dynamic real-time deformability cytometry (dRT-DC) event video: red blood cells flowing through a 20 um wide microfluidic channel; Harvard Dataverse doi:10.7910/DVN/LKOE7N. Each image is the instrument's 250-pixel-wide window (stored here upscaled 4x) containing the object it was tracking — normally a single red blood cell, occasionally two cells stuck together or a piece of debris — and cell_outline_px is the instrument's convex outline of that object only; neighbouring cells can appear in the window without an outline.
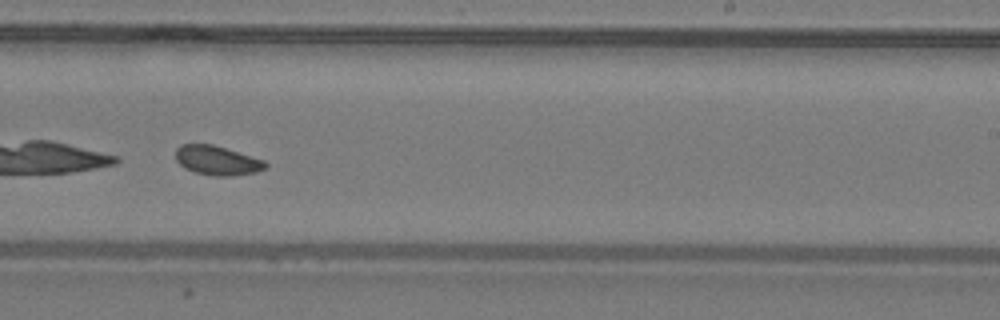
{"species": "common noctule bat (a hibernating species)", "species_latin": "Nyctalus noctula", "temperature_condition": "warm", "stored_images_in_passage": 36, "camera_frame_rate_fps": 3000, "um_per_image_px": 0.085, "animal": {"sex": "male", "body_mass_g": 19.2, "forearm_length_mm": 51.8}, "frame": {"image": 1, "passage_image": 21, "time_ms": 6.667, "image_size_px": [1000, 320], "cell_outline_px": [[268, 164], [264, 168], [256, 172], [232, 176], [212, 176], [196, 172], [184, 168], [176, 160], [176, 148], [180, 144], [212, 144], [264, 160]], "centroid_in_image_um": [18.43, 13.64], "position_along_channel_um": 270.6, "area_um2": 15.26}, "authors_computed_cell_mechanics": {"area_um2": 15.6927, "velocity_mm_per_s": 4.2531, "shape_relaxation_time_tau1_ms": null, "shape_relaxation_time_tau2_ms": 3.911, "deformation_change_tau1": null, "deformation_change_tau2": 0.0829}}